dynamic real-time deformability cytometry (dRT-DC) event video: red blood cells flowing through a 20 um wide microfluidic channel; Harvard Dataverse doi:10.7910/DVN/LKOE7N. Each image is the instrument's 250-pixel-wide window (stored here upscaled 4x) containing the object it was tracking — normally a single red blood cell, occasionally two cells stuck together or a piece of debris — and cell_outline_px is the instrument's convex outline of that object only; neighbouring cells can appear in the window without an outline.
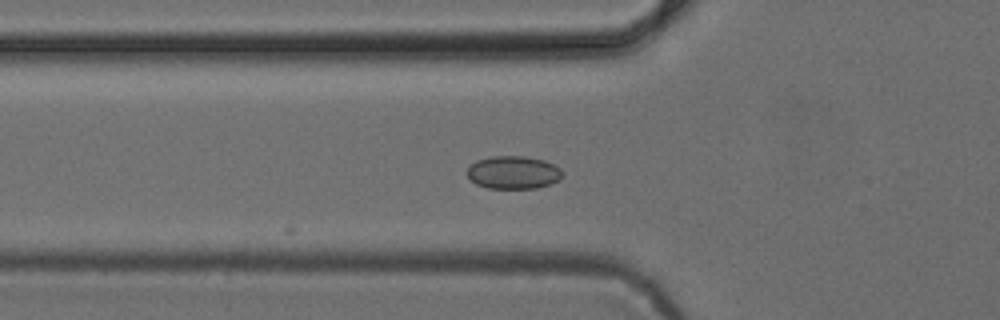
{"species": "common noctule bat (a hibernating species)", "species_latin": "Nyctalus noctula", "temperature_condition": "cold", "stored_images_in_passage": 24, "camera_frame_rate_fps": 3000, "um_per_image_px": 0.085, "animal": {"sex": "female", "body_mass_g": 24.6, "forearm_length_mm": 56.2}, "frame": {"image": 1, "passage_image": 3, "time_ms": 0.667, "image_size_px": [1000, 320], "cell_outline_px": [[564, 176], [560, 180], [536, 188], [488, 188], [476, 184], [468, 176], [468, 168], [476, 160], [492, 156], [524, 156], [544, 160], [560, 168], [564, 172]], "centroid_in_image_um": [43.66, 14.65], "position_along_channel_um": 82.1, "area_um2": 18.26}}
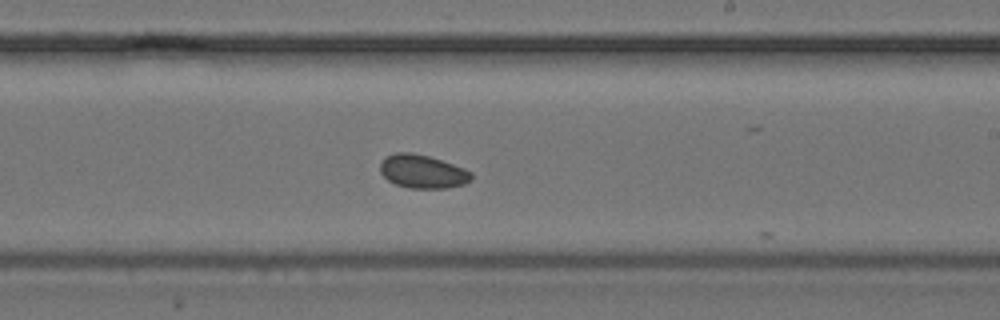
{"frame": {"image": 2, "passage_image": 16, "time_ms": 5.0, "image_size_px": [1000, 320], "cell_outline_px": [[472, 180], [464, 184], [448, 188], [408, 188], [396, 184], [388, 180], [380, 172], [380, 164], [384, 156], [396, 152], [412, 152], [428, 156], [464, 168], [472, 172]], "centroid_in_image_um": [35.91, 14.57], "position_along_channel_um": 253.1, "area_um2": 17.86}}
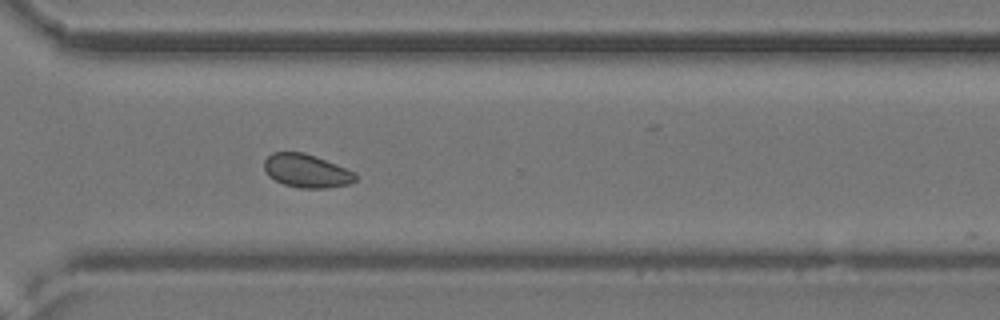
{"frame": {"image": 3, "passage_image": 23, "time_ms": 7.333, "image_size_px": [1000, 320], "cell_outline_px": [[356, 180], [348, 184], [328, 188], [300, 188], [284, 184], [268, 176], [264, 168], [264, 160], [272, 152], [304, 152], [316, 156], [356, 172]], "centroid_in_image_um": [26.05, 14.52], "position_along_channel_um": 344.5, "area_um2": 17.8}}